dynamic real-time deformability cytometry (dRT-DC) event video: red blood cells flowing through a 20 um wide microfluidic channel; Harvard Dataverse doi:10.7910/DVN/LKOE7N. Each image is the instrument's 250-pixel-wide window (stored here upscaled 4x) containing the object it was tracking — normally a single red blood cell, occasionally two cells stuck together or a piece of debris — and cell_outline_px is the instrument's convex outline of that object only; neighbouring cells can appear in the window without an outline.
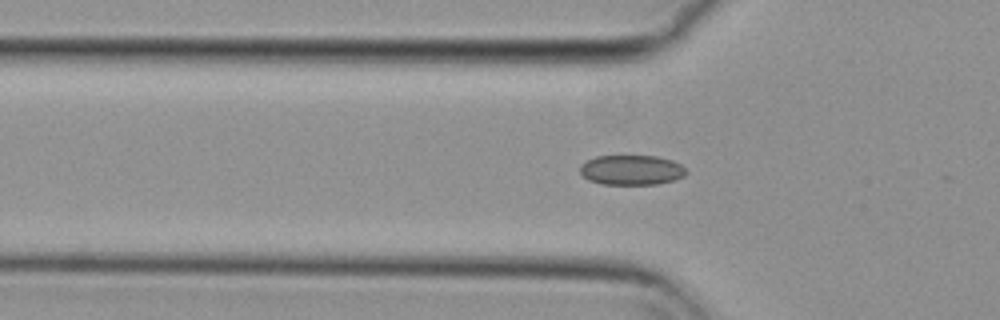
{"species": "common noctule bat (a hibernating species)", "species_latin": "Nyctalus noctula", "temperature_condition": "cold", "stored_images_in_passage": 5, "camera_frame_rate_fps": 3000, "um_per_image_px": 0.085, "animal": {"sex": "female", "body_mass_g": 29.2, "forearm_length_mm": 56.3}, "frame": {"image": 1, "passage_image": 2, "time_ms": 0.333, "image_size_px": [1000, 320], "cell_outline_px": [[688, 172], [684, 176], [672, 180], [656, 184], [600, 184], [588, 180], [580, 172], [580, 164], [596, 156], [656, 156], [672, 160], [680, 164]], "centroid_in_image_um": [53.66, 14.45], "position_along_channel_um": 72.1, "area_um2": 18.44}}